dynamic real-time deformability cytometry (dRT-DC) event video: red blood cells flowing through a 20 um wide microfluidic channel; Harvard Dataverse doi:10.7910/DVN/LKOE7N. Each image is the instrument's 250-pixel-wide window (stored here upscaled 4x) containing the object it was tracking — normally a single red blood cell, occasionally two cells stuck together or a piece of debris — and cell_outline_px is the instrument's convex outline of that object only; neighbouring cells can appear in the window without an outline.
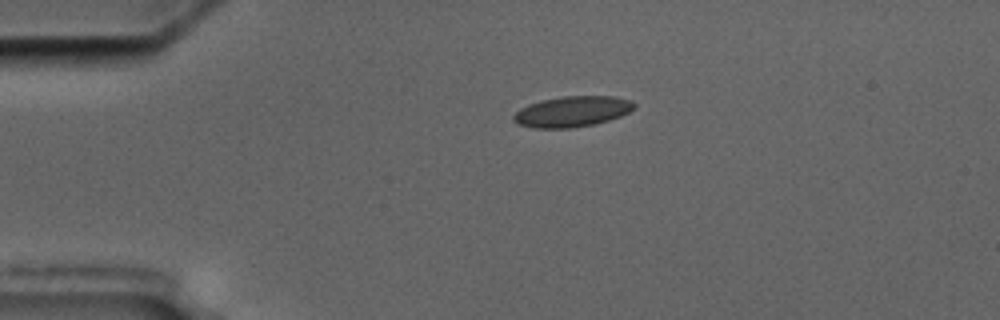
{"species": "common noctule bat (a hibernating species)", "species_latin": "Nyctalus noctula", "temperature_condition": "cold", "stored_images_in_passage": 2, "camera_frame_rate_fps": 3000, "um_per_image_px": 0.085, "animal": {"sex": "male", "body_mass_g": 17.5, "forearm_length_mm": 52.3}, "frame": {"image": 1, "passage_image": 1, "time_ms": 0.0, "image_size_px": [1000, 320], "cell_outline_px": [[636, 108], [620, 116], [596, 124], [572, 128], [532, 128], [516, 124], [512, 120], [512, 116], [520, 108], [528, 104], [540, 100], [564, 96], [612, 96], [632, 100], [636, 104]], "centroid_in_image_um": [48.61, 9.48], "position_along_channel_um": 36.4, "area_um2": 21.85}}